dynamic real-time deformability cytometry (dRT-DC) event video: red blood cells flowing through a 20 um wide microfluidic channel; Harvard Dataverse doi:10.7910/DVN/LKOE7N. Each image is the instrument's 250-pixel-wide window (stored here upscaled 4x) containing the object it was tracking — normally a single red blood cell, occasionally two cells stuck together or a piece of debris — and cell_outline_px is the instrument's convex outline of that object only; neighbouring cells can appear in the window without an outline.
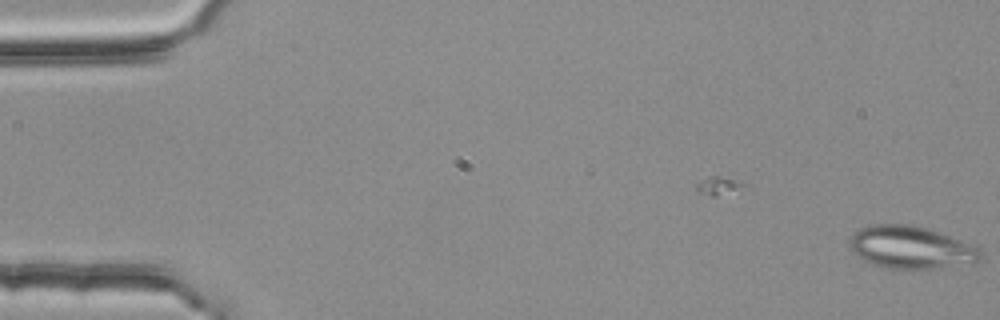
{"species": "common noctule bat (a hibernating species)", "species_latin": "Nyctalus noctula", "temperature_condition": "room temperature", "stored_images_in_passage": 2, "camera_frame_rate_fps": 3000, "um_per_image_px": 0.085, "animal": {"sex": "female", "body_mass_g": 25.1}, "frame": {"image": 1, "passage_image": 2, "time_ms": 0.333, "image_size_px": [1000, 320], "cell_outline_px": [[984, 256], [980, 260], [972, 264], [912, 272], [884, 268], [864, 260], [852, 252], [848, 244], [848, 240], [860, 228], [872, 224], [916, 224], [976, 244], [984, 252]], "centroid_in_image_um": [77.52, 21.07], "position_along_channel_um": 7.5, "area_um2": 34.04}}